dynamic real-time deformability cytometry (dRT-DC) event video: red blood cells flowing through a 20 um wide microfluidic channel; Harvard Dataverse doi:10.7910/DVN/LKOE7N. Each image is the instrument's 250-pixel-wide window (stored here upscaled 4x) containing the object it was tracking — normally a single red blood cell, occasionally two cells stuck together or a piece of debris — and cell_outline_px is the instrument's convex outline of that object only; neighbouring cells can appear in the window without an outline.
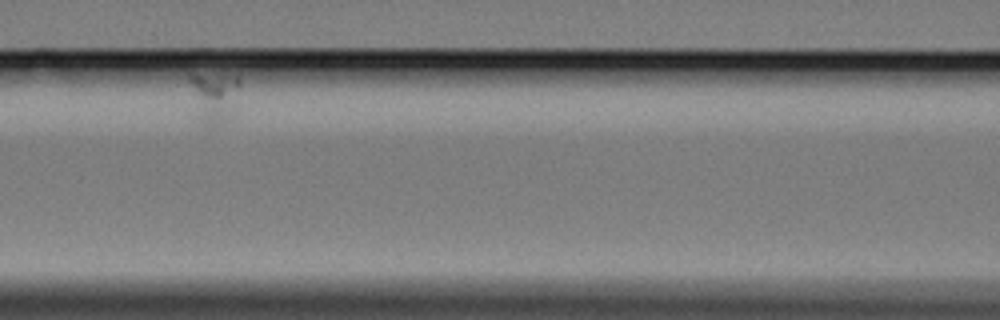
{"species": "Egyptian fruit bat (a non-hibernating species)", "species_latin": "Rousettus aegyptiacus", "temperature_condition": "cold", "stored_images_in_passage": 15, "segment_of_instrument_passage": [2, 2], "camera_frame_rate_fps": 3000, "um_per_image_px": 0.085, "animal": {"sex": "female"}, "frame": {"image": 1, "passage_image": 7, "time_ms": 8.0, "image_size_px": [1000, 320], "cell_outline_px": [[240, 88], [232, 112], [224, 120], [212, 124], [204, 124], [200, 120], [188, 80], [188, 76], [236, 76], [240, 80]], "centroid_in_image_um": [18.22, 8.21], "position_along_channel_um": 148.4, "area_um2": 13.81}}
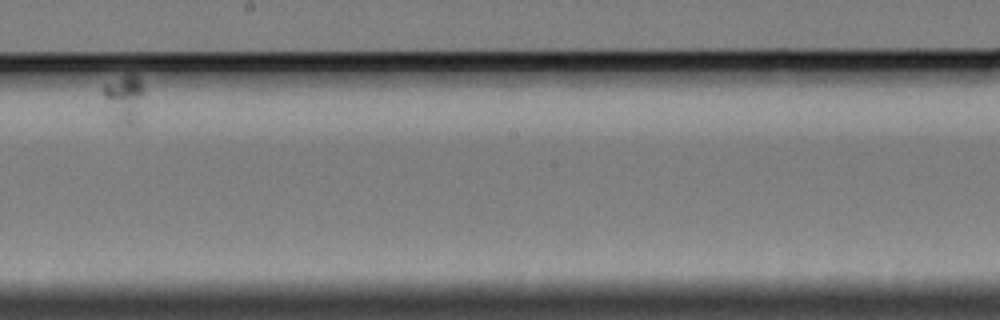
{"frame": {"image": 2, "passage_image": 11, "time_ms": 12.667, "image_size_px": [1000, 320], "cell_outline_px": [[144, 92], [140, 124], [136, 128], [128, 128], [112, 124], [100, 92], [104, 84], [124, 76], [136, 76], [140, 80], [144, 88]], "centroid_in_image_um": [10.55, 8.59], "position_along_channel_um": 237.7, "area_um2": 12.72}}
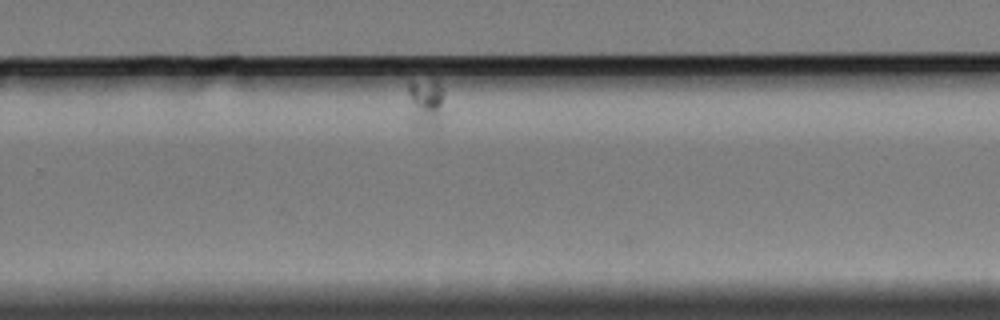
{"frame": {"image": 3, "passage_image": 13, "time_ms": 15.333, "image_size_px": [1000, 320], "cell_outline_px": [[444, 96], [440, 124], [436, 128], [424, 128], [416, 124], [412, 120], [408, 92], [408, 84], [432, 80], [436, 80], [440, 84]], "centroid_in_image_um": [36.23, 8.78], "position_along_channel_um": 293.6, "area_um2": 10.29}}